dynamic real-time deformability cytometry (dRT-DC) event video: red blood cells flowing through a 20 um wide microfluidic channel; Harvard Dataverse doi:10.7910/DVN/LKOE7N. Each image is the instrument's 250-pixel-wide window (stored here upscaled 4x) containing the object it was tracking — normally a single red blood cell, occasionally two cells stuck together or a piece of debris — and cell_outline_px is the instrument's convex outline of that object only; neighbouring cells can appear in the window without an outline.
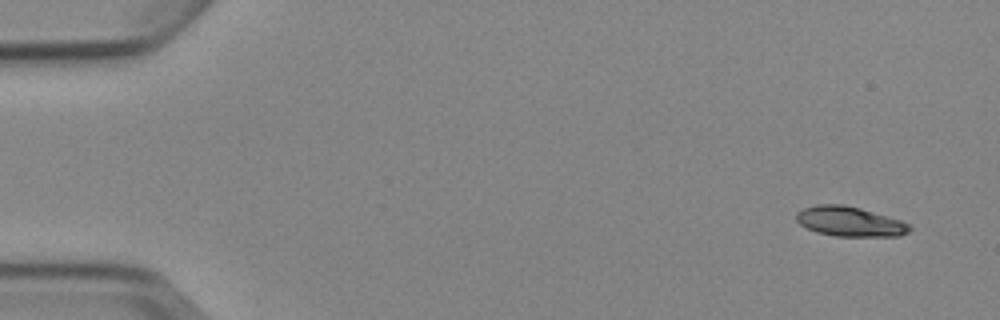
{"species": "Egyptian fruit bat (a non-hibernating species)", "species_latin": "Rousettus aegyptiacus", "temperature_condition": "cold", "stored_images_in_passage": 4, "camera_frame_rate_fps": 3000, "um_per_image_px": 0.085, "animal": {"sex": "female"}, "frame": {"image": 1, "passage_image": 1, "time_ms": 0.0, "image_size_px": [1000, 320], "cell_outline_px": [[912, 228], [908, 232], [900, 236], [836, 236], [816, 232], [800, 224], [796, 220], [796, 212], [804, 208], [816, 204], [844, 204], [860, 208], [900, 220], [908, 224]], "centroid_in_image_um": [72.21, 18.82], "position_along_channel_um": 12.8, "area_um2": 19.59}}
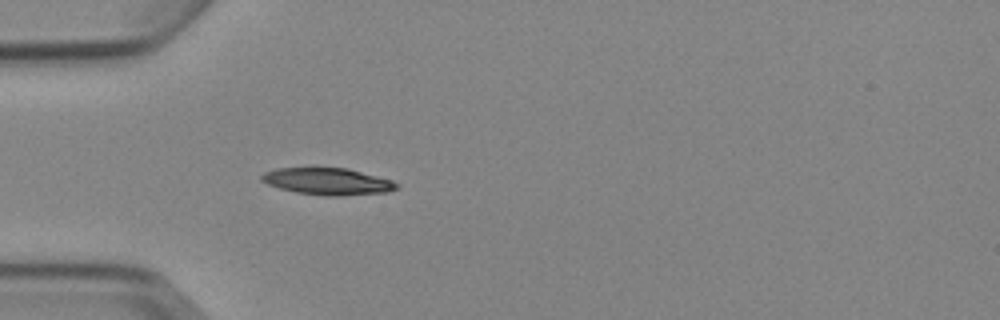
{"frame": {"image": 2, "passage_image": 4, "time_ms": 4.333, "image_size_px": [1000, 320], "cell_outline_px": [[400, 188], [388, 192], [340, 196], [324, 196], [296, 192], [280, 188], [268, 184], [260, 180], [260, 176], [264, 172], [276, 168], [348, 168], [392, 180], [400, 184]], "centroid_in_image_um": [27.88, 15.42], "position_along_channel_um": 57.1, "area_um2": 21.27}}